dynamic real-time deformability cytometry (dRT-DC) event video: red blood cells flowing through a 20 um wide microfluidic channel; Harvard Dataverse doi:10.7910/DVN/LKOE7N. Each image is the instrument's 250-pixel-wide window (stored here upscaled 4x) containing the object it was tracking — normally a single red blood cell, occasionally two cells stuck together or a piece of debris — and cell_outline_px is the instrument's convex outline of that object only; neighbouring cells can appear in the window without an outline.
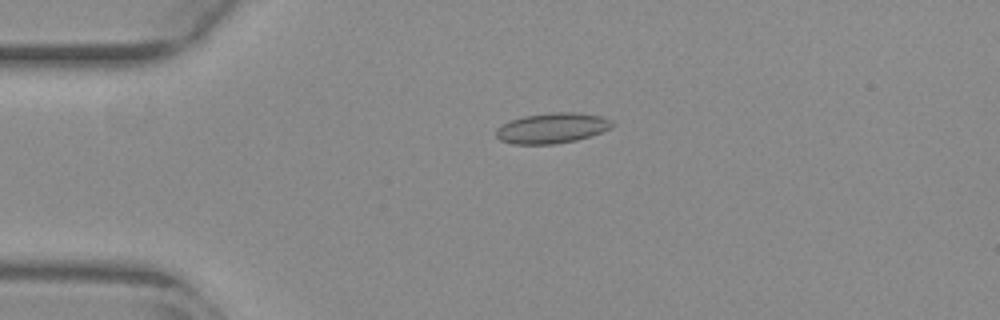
{"species": "common noctule bat (a hibernating species)", "species_latin": "Nyctalus noctula", "temperature_condition": "warm", "stored_images_in_passage": 54, "camera_frame_rate_fps": 3000, "um_per_image_px": 0.085, "animal": {"sex": "female", "body_mass_g": 29.2, "forearm_length_mm": 56.3}, "frame": {"image": 1, "passage_image": 13, "time_ms": 4.0, "image_size_px": [1000, 320], "cell_outline_px": [[616, 124], [612, 128], [592, 136], [576, 140], [552, 144], [512, 144], [500, 140], [496, 136], [496, 128], [500, 124], [508, 120], [524, 116], [552, 112], [576, 112], [604, 116], [612, 120]], "centroid_in_image_um": [46.95, 10.88], "position_along_channel_um": 38.0, "area_um2": 20.98}}
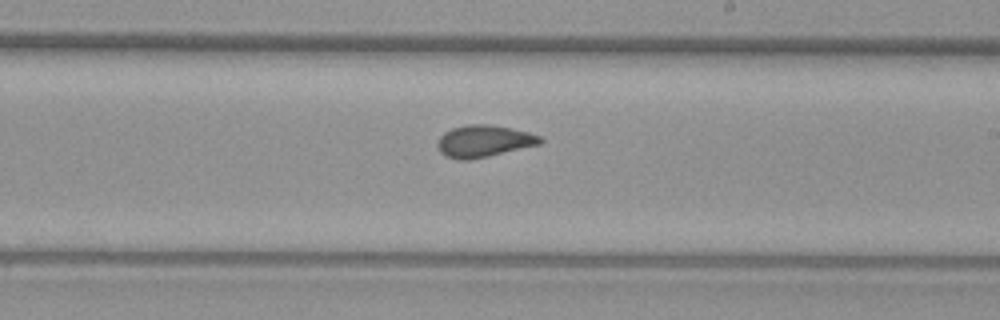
{"frame": {"image": 2, "passage_image": 32, "time_ms": 10.333, "image_size_px": [1000, 320], "cell_outline_px": [[544, 140], [540, 144], [488, 156], [468, 160], [460, 160], [444, 156], [436, 148], [436, 144], [440, 136], [444, 132], [452, 128], [468, 124], [492, 124], [512, 128], [528, 132], [540, 136]], "centroid_in_image_um": [41.09, 11.99], "position_along_channel_um": 247.9, "area_um2": 19.25}}
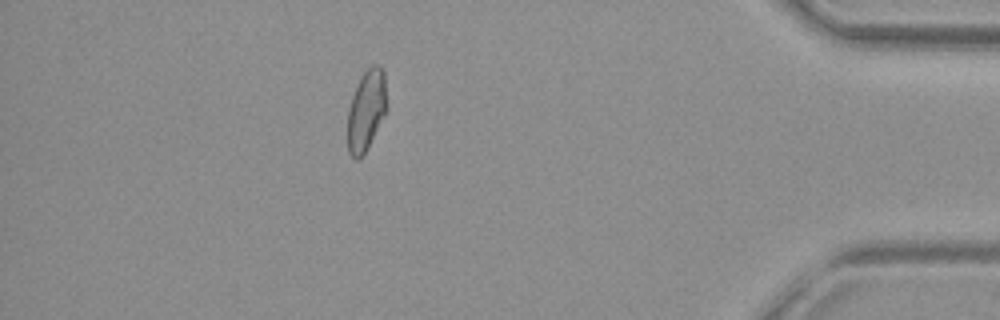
{"frame": {"image": 3, "passage_image": 48, "time_ms": 15.667, "image_size_px": [1000, 320], "cell_outline_px": [[388, 108], [364, 156], [360, 160], [356, 160], [348, 152], [348, 108], [352, 96], [360, 76], [372, 64], [380, 64], [384, 72]], "centroid_in_image_um": [31.15, 9.38], "position_along_channel_um": 404.0, "area_um2": 18.84}, "authors_computed_cell_mechanics": {"area_um2": 19.2185, "velocity_mm_per_s": 3.8331, "shape_relaxation_time_tau1_ms": null, "shape_relaxation_time_tau2_ms": 0.9633, "deformation_change_tau1": null, "deformation_change_tau2": 0.0527}}